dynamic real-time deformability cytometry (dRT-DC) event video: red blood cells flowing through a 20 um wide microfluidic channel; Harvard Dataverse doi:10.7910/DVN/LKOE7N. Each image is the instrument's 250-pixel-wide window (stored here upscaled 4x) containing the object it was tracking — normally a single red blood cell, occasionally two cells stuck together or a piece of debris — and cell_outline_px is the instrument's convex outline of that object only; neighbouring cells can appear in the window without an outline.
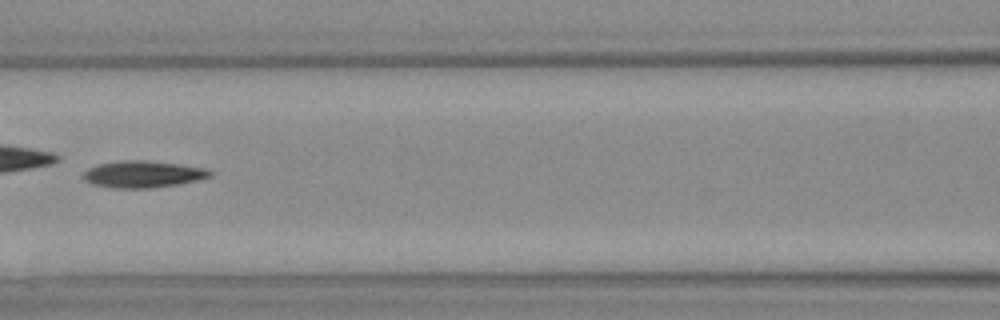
{"species": "Egyptian fruit bat (a non-hibernating species)", "species_latin": "Rousettus aegyptiacus", "temperature_condition": "warm", "stored_images_in_passage": 27, "camera_frame_rate_fps": 3000, "um_per_image_px": 0.085, "animal": {"sex": "female"}, "frame": {"image": 1, "passage_image": 8, "time_ms": 2.333, "image_size_px": [1000, 320], "cell_outline_px": [[212, 176], [196, 180], [176, 184], [148, 188], [112, 188], [92, 184], [84, 180], [84, 172], [88, 168], [100, 164], [124, 160], [140, 160], [176, 164], [200, 168], [212, 172]], "centroid_in_image_um": [12.08, 14.82], "position_along_channel_um": 154.5, "area_um2": 19.25}}